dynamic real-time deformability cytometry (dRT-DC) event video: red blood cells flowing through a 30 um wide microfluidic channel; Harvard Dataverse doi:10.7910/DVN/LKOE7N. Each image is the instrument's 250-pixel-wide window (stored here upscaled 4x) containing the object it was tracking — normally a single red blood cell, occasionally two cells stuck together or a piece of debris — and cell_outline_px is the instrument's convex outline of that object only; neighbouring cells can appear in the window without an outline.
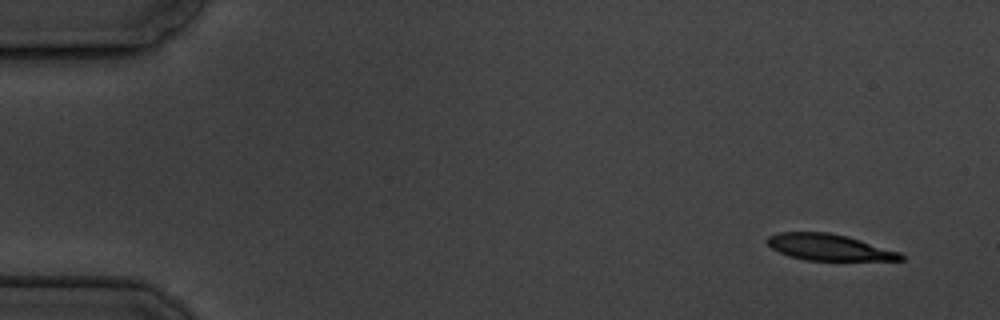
{"species": "common noctule bat (a hibernating species)", "species_latin": "Nyctalus noctula", "temperature_condition": "cold", "stored_images_in_passage": 10, "camera_frame_rate_fps": 3000, "um_per_image_px": 0.085, "animal": {"sex": "male", "body_mass_g": 19.5, "forearm_length_mm": 54.6}, "frame": {"image": 1, "passage_image": 1, "time_ms": 0.0, "image_size_px": [1000, 320], "cell_outline_px": [[904, 260], [804, 260], [788, 256], [772, 248], [764, 240], [768, 236], [780, 232], [828, 232], [848, 236], [900, 252], [904, 256]], "centroid_in_image_um": [70.44, 21.01], "position_along_channel_um": 14.6, "area_um2": 20.46}}
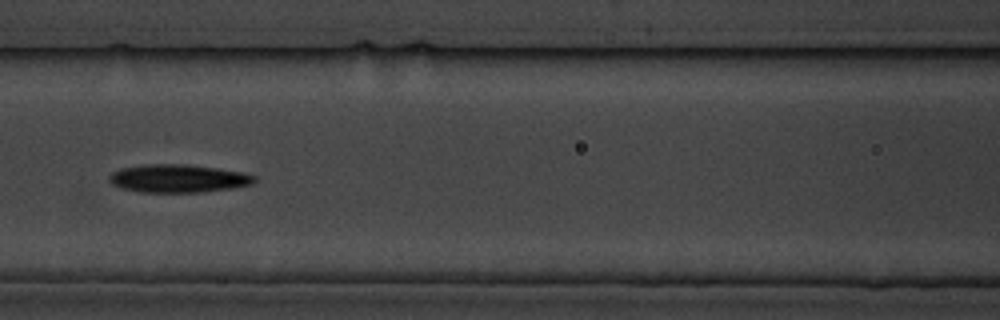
{"frame": {"image": 2, "passage_image": 7, "time_ms": 7.333, "image_size_px": [1000, 320], "cell_outline_px": [[256, 180], [252, 184], [232, 188], [200, 192], [140, 192], [120, 188], [112, 184], [108, 180], [108, 176], [112, 172], [124, 168], [148, 164], [184, 164], [216, 168], [244, 172], [256, 176]], "centroid_in_image_um": [15.15, 15.17], "position_along_channel_um": 151.5, "area_um2": 23.7}}
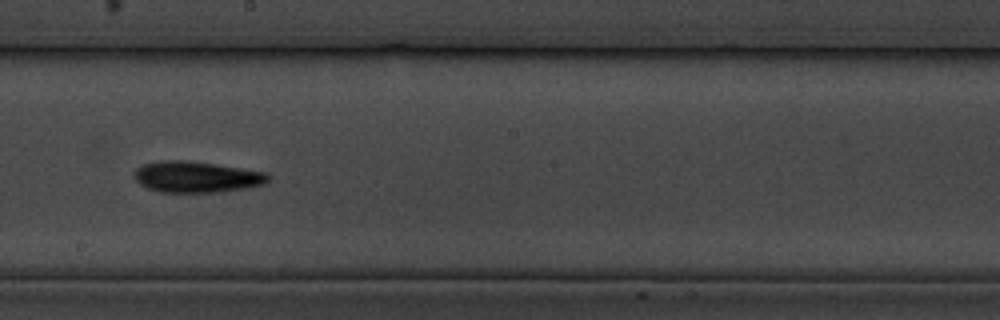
{"frame": {"image": 3, "passage_image": 9, "time_ms": 9.667, "image_size_px": [1000, 320], "cell_outline_px": [[272, 176], [268, 184], [248, 188], [220, 192], [160, 192], [148, 188], [140, 184], [132, 176], [132, 172], [136, 168], [144, 164], [160, 160], [184, 160], [216, 164], [268, 172]], "centroid_in_image_um": [16.75, 15.04], "position_along_channel_um": 231.4, "area_um2": 24.8}}